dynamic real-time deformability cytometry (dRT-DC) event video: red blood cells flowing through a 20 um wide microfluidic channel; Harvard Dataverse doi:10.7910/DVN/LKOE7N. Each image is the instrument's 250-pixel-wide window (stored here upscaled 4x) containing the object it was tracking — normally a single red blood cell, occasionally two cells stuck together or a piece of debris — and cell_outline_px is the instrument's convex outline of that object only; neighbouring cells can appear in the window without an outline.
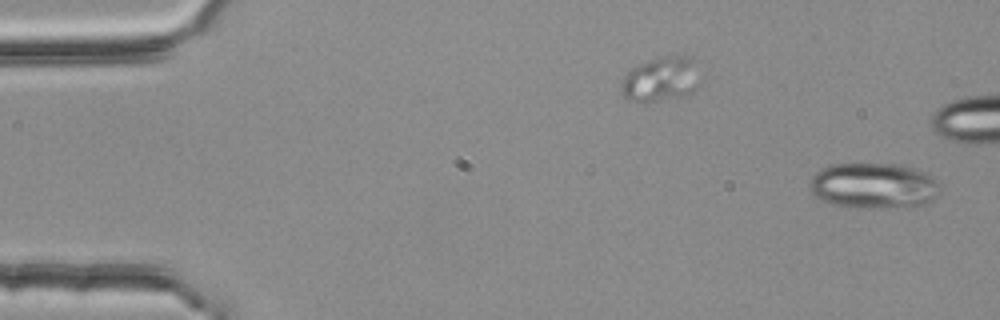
{"species": "common noctule bat (a hibernating species)", "species_latin": "Nyctalus noctula", "temperature_condition": "room temperature", "stored_images_in_passage": 2, "segment_of_instrument_passage": [2, 2], "camera_frame_rate_fps": 3000, "um_per_image_px": 0.085, "animal": {"sex": "female", "body_mass_g": 25.1}, "frame": {"image": 1, "passage_image": 2, "time_ms": 0.333, "image_size_px": [1000, 320], "cell_outline_px": [[940, 192], [932, 200], [924, 204], [876, 208], [848, 208], [832, 204], [820, 200], [812, 192], [808, 184], [812, 176], [820, 168], [832, 164], [900, 164], [916, 168], [936, 180], [940, 184]], "centroid_in_image_um": [74.22, 15.78], "position_along_channel_um": 10.8, "area_um2": 34.91}}